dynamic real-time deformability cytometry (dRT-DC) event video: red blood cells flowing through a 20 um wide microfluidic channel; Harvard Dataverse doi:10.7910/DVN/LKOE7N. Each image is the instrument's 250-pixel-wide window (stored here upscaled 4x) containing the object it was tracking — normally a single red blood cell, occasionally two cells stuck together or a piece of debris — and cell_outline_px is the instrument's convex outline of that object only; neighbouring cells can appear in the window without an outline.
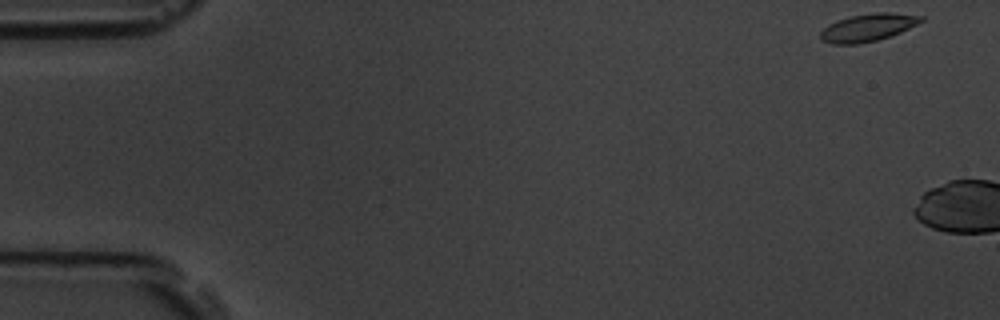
{"species": "common noctule bat (a hibernating species)", "species_latin": "Nyctalus noctula", "temperature_condition": "room temperature", "stored_images_in_passage": 2, "camera_frame_rate_fps": 3000, "um_per_image_px": 0.085, "animal": {"sex": "male", "body_mass_g": 19.5, "forearm_length_mm": 54.6}, "frame": {"image": 1, "passage_image": 1, "time_ms": 0.0, "image_size_px": [1000, 320], "cell_outline_px": [[924, 20], [900, 32], [876, 40], [860, 44], [832, 44], [820, 40], [820, 32], [828, 24], [836, 20], [848, 16], [876, 12], [888, 12], [924, 16]], "centroid_in_image_um": [73.72, 2.33], "position_along_channel_um": 11.3, "area_um2": 16.18}}